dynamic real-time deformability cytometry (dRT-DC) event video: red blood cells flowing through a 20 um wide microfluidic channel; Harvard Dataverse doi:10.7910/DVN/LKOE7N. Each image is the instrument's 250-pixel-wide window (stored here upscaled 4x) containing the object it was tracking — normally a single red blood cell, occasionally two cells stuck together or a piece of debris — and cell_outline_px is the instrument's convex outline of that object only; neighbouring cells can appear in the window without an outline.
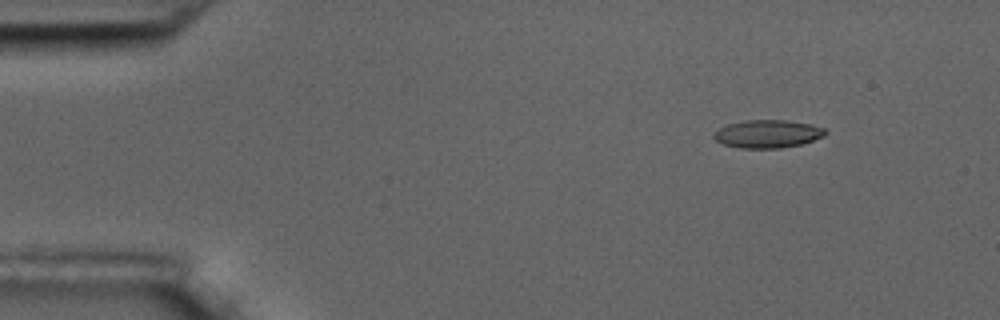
{"species": "common noctule bat (a hibernating species)", "species_latin": "Nyctalus noctula", "temperature_condition": "room temperature", "stored_images_in_passage": 6, "camera_frame_rate_fps": 3000, "um_per_image_px": 0.085, "animal": {"sex": "male", "body_mass_g": 17.5, "forearm_length_mm": 52.3}, "frame": {"image": 1, "passage_image": 2, "time_ms": 2.0, "image_size_px": [1000, 320], "cell_outline_px": [[828, 132], [824, 136], [804, 144], [780, 148], [740, 148], [724, 144], [716, 140], [712, 136], [712, 132], [728, 124], [744, 120], [784, 120], [808, 124], [824, 128]], "centroid_in_image_um": [65.24, 11.38], "position_along_channel_um": 19.8, "area_um2": 18.21}}
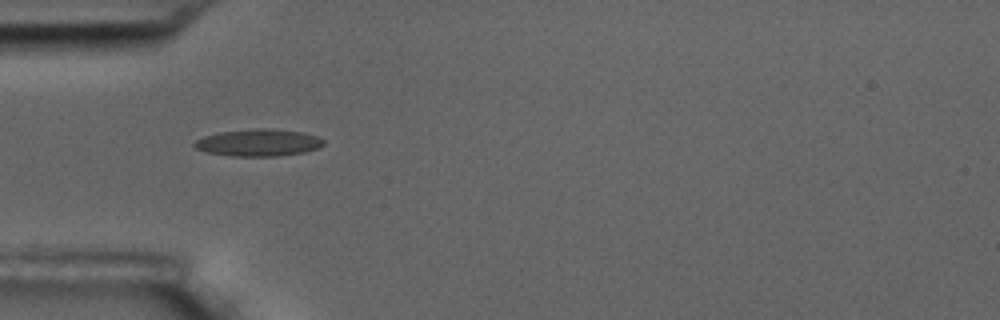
{"frame": {"image": 2, "passage_image": 5, "time_ms": 5.667, "image_size_px": [1000, 320], "cell_outline_px": [[324, 144], [320, 148], [304, 152], [280, 156], [232, 156], [208, 152], [196, 148], [192, 144], [196, 140], [204, 136], [220, 132], [256, 128], [264, 128], [300, 132], [316, 136], [324, 140]], "centroid_in_image_um": [21.98, 12.13], "position_along_channel_um": 63.0, "area_um2": 20.23}}